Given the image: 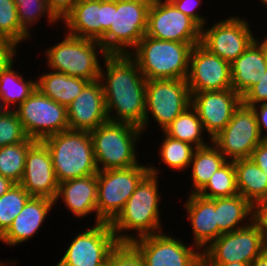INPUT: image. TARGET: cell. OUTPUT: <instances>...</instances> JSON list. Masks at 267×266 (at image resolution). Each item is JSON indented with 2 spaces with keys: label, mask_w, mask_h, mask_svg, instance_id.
Returning a JSON list of instances; mask_svg holds the SVG:
<instances>
[{
  "label": "cell",
  "mask_w": 267,
  "mask_h": 266,
  "mask_svg": "<svg viewBox=\"0 0 267 266\" xmlns=\"http://www.w3.org/2000/svg\"><path fill=\"white\" fill-rule=\"evenodd\" d=\"M102 266H109V258L106 264L102 265Z\"/></svg>",
  "instance_id": "db71d44e"
},
{
  "label": "cell",
  "mask_w": 267,
  "mask_h": 266,
  "mask_svg": "<svg viewBox=\"0 0 267 266\" xmlns=\"http://www.w3.org/2000/svg\"><path fill=\"white\" fill-rule=\"evenodd\" d=\"M241 98L242 104L248 107L267 103V70L260 81L253 85Z\"/></svg>",
  "instance_id": "ab89813d"
},
{
  "label": "cell",
  "mask_w": 267,
  "mask_h": 266,
  "mask_svg": "<svg viewBox=\"0 0 267 266\" xmlns=\"http://www.w3.org/2000/svg\"><path fill=\"white\" fill-rule=\"evenodd\" d=\"M253 215L254 206L240 194L216 198V223L219 237L248 226L253 221Z\"/></svg>",
  "instance_id": "484cf974"
},
{
  "label": "cell",
  "mask_w": 267,
  "mask_h": 266,
  "mask_svg": "<svg viewBox=\"0 0 267 266\" xmlns=\"http://www.w3.org/2000/svg\"><path fill=\"white\" fill-rule=\"evenodd\" d=\"M266 248L260 228L252 221L246 227L222 234L202 252V258L203 263L250 264Z\"/></svg>",
  "instance_id": "7c38bea8"
},
{
  "label": "cell",
  "mask_w": 267,
  "mask_h": 266,
  "mask_svg": "<svg viewBox=\"0 0 267 266\" xmlns=\"http://www.w3.org/2000/svg\"><path fill=\"white\" fill-rule=\"evenodd\" d=\"M190 93L232 88L231 63L210 53L201 44L193 46L186 78Z\"/></svg>",
  "instance_id": "e0dca14e"
},
{
  "label": "cell",
  "mask_w": 267,
  "mask_h": 266,
  "mask_svg": "<svg viewBox=\"0 0 267 266\" xmlns=\"http://www.w3.org/2000/svg\"><path fill=\"white\" fill-rule=\"evenodd\" d=\"M29 139L14 110L11 109L0 116V147L26 142Z\"/></svg>",
  "instance_id": "74e56055"
},
{
  "label": "cell",
  "mask_w": 267,
  "mask_h": 266,
  "mask_svg": "<svg viewBox=\"0 0 267 266\" xmlns=\"http://www.w3.org/2000/svg\"><path fill=\"white\" fill-rule=\"evenodd\" d=\"M242 103L232 88L221 91L191 93V106L197 111L207 140H212L230 122L233 112Z\"/></svg>",
  "instance_id": "d6986e66"
},
{
  "label": "cell",
  "mask_w": 267,
  "mask_h": 266,
  "mask_svg": "<svg viewBox=\"0 0 267 266\" xmlns=\"http://www.w3.org/2000/svg\"><path fill=\"white\" fill-rule=\"evenodd\" d=\"M267 70V36L255 39L231 63L232 89L241 97L265 75Z\"/></svg>",
  "instance_id": "7402d4cb"
},
{
  "label": "cell",
  "mask_w": 267,
  "mask_h": 266,
  "mask_svg": "<svg viewBox=\"0 0 267 266\" xmlns=\"http://www.w3.org/2000/svg\"><path fill=\"white\" fill-rule=\"evenodd\" d=\"M227 162L220 150L211 142L207 146L195 148L191 159L190 194H197L209 181L210 177Z\"/></svg>",
  "instance_id": "f1b7e54d"
},
{
  "label": "cell",
  "mask_w": 267,
  "mask_h": 266,
  "mask_svg": "<svg viewBox=\"0 0 267 266\" xmlns=\"http://www.w3.org/2000/svg\"><path fill=\"white\" fill-rule=\"evenodd\" d=\"M21 27L31 35V26L44 17L49 25L60 21L49 10L47 0H14Z\"/></svg>",
  "instance_id": "d590c367"
},
{
  "label": "cell",
  "mask_w": 267,
  "mask_h": 266,
  "mask_svg": "<svg viewBox=\"0 0 267 266\" xmlns=\"http://www.w3.org/2000/svg\"><path fill=\"white\" fill-rule=\"evenodd\" d=\"M42 142L50 152L58 183L97 174L90 132L67 129Z\"/></svg>",
  "instance_id": "277c9868"
},
{
  "label": "cell",
  "mask_w": 267,
  "mask_h": 266,
  "mask_svg": "<svg viewBox=\"0 0 267 266\" xmlns=\"http://www.w3.org/2000/svg\"><path fill=\"white\" fill-rule=\"evenodd\" d=\"M53 206H55L54 200L31 197L8 230L0 237V241L9 247L28 242L44 225L49 212L55 208Z\"/></svg>",
  "instance_id": "cb8c5ba5"
},
{
  "label": "cell",
  "mask_w": 267,
  "mask_h": 266,
  "mask_svg": "<svg viewBox=\"0 0 267 266\" xmlns=\"http://www.w3.org/2000/svg\"><path fill=\"white\" fill-rule=\"evenodd\" d=\"M202 28L169 0H152L145 35L160 40L201 43Z\"/></svg>",
  "instance_id": "2e32d148"
},
{
  "label": "cell",
  "mask_w": 267,
  "mask_h": 266,
  "mask_svg": "<svg viewBox=\"0 0 267 266\" xmlns=\"http://www.w3.org/2000/svg\"><path fill=\"white\" fill-rule=\"evenodd\" d=\"M191 106V93L186 79H152L146 82V108L143 134L154 121L164 131L171 122ZM150 114L152 120H150Z\"/></svg>",
  "instance_id": "9c48e42d"
},
{
  "label": "cell",
  "mask_w": 267,
  "mask_h": 266,
  "mask_svg": "<svg viewBox=\"0 0 267 266\" xmlns=\"http://www.w3.org/2000/svg\"><path fill=\"white\" fill-rule=\"evenodd\" d=\"M9 260H7V261H3V260H0V266H8V265H10V266H14L16 263H17V261H9Z\"/></svg>",
  "instance_id": "816d5d0a"
},
{
  "label": "cell",
  "mask_w": 267,
  "mask_h": 266,
  "mask_svg": "<svg viewBox=\"0 0 267 266\" xmlns=\"http://www.w3.org/2000/svg\"><path fill=\"white\" fill-rule=\"evenodd\" d=\"M46 72L36 79V88L65 107H68L90 82L52 70Z\"/></svg>",
  "instance_id": "4316f807"
},
{
  "label": "cell",
  "mask_w": 267,
  "mask_h": 266,
  "mask_svg": "<svg viewBox=\"0 0 267 266\" xmlns=\"http://www.w3.org/2000/svg\"><path fill=\"white\" fill-rule=\"evenodd\" d=\"M19 184L31 197H44L51 200L56 198L59 183L50 152L42 141H36L28 149L22 180Z\"/></svg>",
  "instance_id": "ffe728a7"
},
{
  "label": "cell",
  "mask_w": 267,
  "mask_h": 266,
  "mask_svg": "<svg viewBox=\"0 0 267 266\" xmlns=\"http://www.w3.org/2000/svg\"><path fill=\"white\" fill-rule=\"evenodd\" d=\"M149 173L141 180L134 193L129 197L123 210L110 223L119 243L133 240L162 231L158 167L149 163ZM130 231L135 232L129 234ZM124 232V233H123Z\"/></svg>",
  "instance_id": "7a4b0ae2"
},
{
  "label": "cell",
  "mask_w": 267,
  "mask_h": 266,
  "mask_svg": "<svg viewBox=\"0 0 267 266\" xmlns=\"http://www.w3.org/2000/svg\"><path fill=\"white\" fill-rule=\"evenodd\" d=\"M248 19L230 15L215 22L209 28H202L201 45L210 53L232 63L257 38L250 29Z\"/></svg>",
  "instance_id": "9a60e30c"
},
{
  "label": "cell",
  "mask_w": 267,
  "mask_h": 266,
  "mask_svg": "<svg viewBox=\"0 0 267 266\" xmlns=\"http://www.w3.org/2000/svg\"><path fill=\"white\" fill-rule=\"evenodd\" d=\"M141 128L120 122L108 121L90 132L98 171L125 169L139 165L138 140ZM141 138V139H140Z\"/></svg>",
  "instance_id": "5b68a950"
},
{
  "label": "cell",
  "mask_w": 267,
  "mask_h": 266,
  "mask_svg": "<svg viewBox=\"0 0 267 266\" xmlns=\"http://www.w3.org/2000/svg\"><path fill=\"white\" fill-rule=\"evenodd\" d=\"M102 61L105 64L101 67L99 81L109 121L128 123L142 130L146 78L128 54H108Z\"/></svg>",
  "instance_id": "6da1fadb"
},
{
  "label": "cell",
  "mask_w": 267,
  "mask_h": 266,
  "mask_svg": "<svg viewBox=\"0 0 267 266\" xmlns=\"http://www.w3.org/2000/svg\"><path fill=\"white\" fill-rule=\"evenodd\" d=\"M148 173L149 166L141 163L125 169L98 171L97 216L103 222L111 223Z\"/></svg>",
  "instance_id": "ba28073f"
},
{
  "label": "cell",
  "mask_w": 267,
  "mask_h": 266,
  "mask_svg": "<svg viewBox=\"0 0 267 266\" xmlns=\"http://www.w3.org/2000/svg\"><path fill=\"white\" fill-rule=\"evenodd\" d=\"M35 142L29 139L26 142L0 147V175L19 184L22 180L28 149Z\"/></svg>",
  "instance_id": "1f68e13d"
},
{
  "label": "cell",
  "mask_w": 267,
  "mask_h": 266,
  "mask_svg": "<svg viewBox=\"0 0 267 266\" xmlns=\"http://www.w3.org/2000/svg\"><path fill=\"white\" fill-rule=\"evenodd\" d=\"M9 110V107L5 104L4 100L0 95V116L6 114Z\"/></svg>",
  "instance_id": "f907efd6"
},
{
  "label": "cell",
  "mask_w": 267,
  "mask_h": 266,
  "mask_svg": "<svg viewBox=\"0 0 267 266\" xmlns=\"http://www.w3.org/2000/svg\"><path fill=\"white\" fill-rule=\"evenodd\" d=\"M30 37L20 25L14 0H0V38L19 46L21 42L31 40Z\"/></svg>",
  "instance_id": "8d00e7d4"
},
{
  "label": "cell",
  "mask_w": 267,
  "mask_h": 266,
  "mask_svg": "<svg viewBox=\"0 0 267 266\" xmlns=\"http://www.w3.org/2000/svg\"><path fill=\"white\" fill-rule=\"evenodd\" d=\"M110 223H94L73 237L57 263L59 266H102L118 246Z\"/></svg>",
  "instance_id": "4fadbf2b"
},
{
  "label": "cell",
  "mask_w": 267,
  "mask_h": 266,
  "mask_svg": "<svg viewBox=\"0 0 267 266\" xmlns=\"http://www.w3.org/2000/svg\"><path fill=\"white\" fill-rule=\"evenodd\" d=\"M162 134L163 140L158 148V157H160L161 163L174 171L189 170L195 147L187 142L169 137L164 131Z\"/></svg>",
  "instance_id": "836d02e7"
},
{
  "label": "cell",
  "mask_w": 267,
  "mask_h": 266,
  "mask_svg": "<svg viewBox=\"0 0 267 266\" xmlns=\"http://www.w3.org/2000/svg\"><path fill=\"white\" fill-rule=\"evenodd\" d=\"M267 176V139L261 141L250 157Z\"/></svg>",
  "instance_id": "f6af8a7d"
},
{
  "label": "cell",
  "mask_w": 267,
  "mask_h": 266,
  "mask_svg": "<svg viewBox=\"0 0 267 266\" xmlns=\"http://www.w3.org/2000/svg\"><path fill=\"white\" fill-rule=\"evenodd\" d=\"M236 169L237 189L253 206L267 199V176L251 159L233 161Z\"/></svg>",
  "instance_id": "83f0119b"
},
{
  "label": "cell",
  "mask_w": 267,
  "mask_h": 266,
  "mask_svg": "<svg viewBox=\"0 0 267 266\" xmlns=\"http://www.w3.org/2000/svg\"><path fill=\"white\" fill-rule=\"evenodd\" d=\"M203 266H250V264L232 262V263H203Z\"/></svg>",
  "instance_id": "681fc988"
},
{
  "label": "cell",
  "mask_w": 267,
  "mask_h": 266,
  "mask_svg": "<svg viewBox=\"0 0 267 266\" xmlns=\"http://www.w3.org/2000/svg\"><path fill=\"white\" fill-rule=\"evenodd\" d=\"M45 52L46 64L50 70L90 82L99 79L102 66L100 58L103 60L108 56L99 41L67 33L62 41L45 49Z\"/></svg>",
  "instance_id": "8992f818"
},
{
  "label": "cell",
  "mask_w": 267,
  "mask_h": 266,
  "mask_svg": "<svg viewBox=\"0 0 267 266\" xmlns=\"http://www.w3.org/2000/svg\"><path fill=\"white\" fill-rule=\"evenodd\" d=\"M164 132L169 137L187 142L195 148L207 146L212 142L204 140L205 130L197 111L192 106L179 114Z\"/></svg>",
  "instance_id": "f546056e"
},
{
  "label": "cell",
  "mask_w": 267,
  "mask_h": 266,
  "mask_svg": "<svg viewBox=\"0 0 267 266\" xmlns=\"http://www.w3.org/2000/svg\"><path fill=\"white\" fill-rule=\"evenodd\" d=\"M263 140L255 111L241 103L226 127L212 138V143L227 161H236L250 158L253 150Z\"/></svg>",
  "instance_id": "8fae6325"
},
{
  "label": "cell",
  "mask_w": 267,
  "mask_h": 266,
  "mask_svg": "<svg viewBox=\"0 0 267 266\" xmlns=\"http://www.w3.org/2000/svg\"><path fill=\"white\" fill-rule=\"evenodd\" d=\"M253 221L260 228L265 243L267 244V199L254 205Z\"/></svg>",
  "instance_id": "ee69618b"
},
{
  "label": "cell",
  "mask_w": 267,
  "mask_h": 266,
  "mask_svg": "<svg viewBox=\"0 0 267 266\" xmlns=\"http://www.w3.org/2000/svg\"><path fill=\"white\" fill-rule=\"evenodd\" d=\"M113 0H79L63 19L66 33L100 41L112 24Z\"/></svg>",
  "instance_id": "ac0fdd59"
},
{
  "label": "cell",
  "mask_w": 267,
  "mask_h": 266,
  "mask_svg": "<svg viewBox=\"0 0 267 266\" xmlns=\"http://www.w3.org/2000/svg\"><path fill=\"white\" fill-rule=\"evenodd\" d=\"M198 44L160 40L145 35L128 55L137 63L146 80L186 79L191 50Z\"/></svg>",
  "instance_id": "3957f363"
},
{
  "label": "cell",
  "mask_w": 267,
  "mask_h": 266,
  "mask_svg": "<svg viewBox=\"0 0 267 266\" xmlns=\"http://www.w3.org/2000/svg\"><path fill=\"white\" fill-rule=\"evenodd\" d=\"M79 219L95 213V224L103 221L97 216V174L59 183L55 204L61 201Z\"/></svg>",
  "instance_id": "603a6c76"
},
{
  "label": "cell",
  "mask_w": 267,
  "mask_h": 266,
  "mask_svg": "<svg viewBox=\"0 0 267 266\" xmlns=\"http://www.w3.org/2000/svg\"><path fill=\"white\" fill-rule=\"evenodd\" d=\"M79 0H47L49 10L59 20L63 19L73 10Z\"/></svg>",
  "instance_id": "7bdbcfd3"
},
{
  "label": "cell",
  "mask_w": 267,
  "mask_h": 266,
  "mask_svg": "<svg viewBox=\"0 0 267 266\" xmlns=\"http://www.w3.org/2000/svg\"><path fill=\"white\" fill-rule=\"evenodd\" d=\"M15 183L0 175V197L5 194Z\"/></svg>",
  "instance_id": "7dc6e473"
},
{
  "label": "cell",
  "mask_w": 267,
  "mask_h": 266,
  "mask_svg": "<svg viewBox=\"0 0 267 266\" xmlns=\"http://www.w3.org/2000/svg\"><path fill=\"white\" fill-rule=\"evenodd\" d=\"M30 198V194L20 184H14L0 197V237L8 230Z\"/></svg>",
  "instance_id": "e575fe53"
},
{
  "label": "cell",
  "mask_w": 267,
  "mask_h": 266,
  "mask_svg": "<svg viewBox=\"0 0 267 266\" xmlns=\"http://www.w3.org/2000/svg\"><path fill=\"white\" fill-rule=\"evenodd\" d=\"M130 244L142 256L146 266H203L202 252L193 245L167 233L147 235Z\"/></svg>",
  "instance_id": "5bb4252c"
},
{
  "label": "cell",
  "mask_w": 267,
  "mask_h": 266,
  "mask_svg": "<svg viewBox=\"0 0 267 266\" xmlns=\"http://www.w3.org/2000/svg\"><path fill=\"white\" fill-rule=\"evenodd\" d=\"M14 64L12 62L0 71V95L10 110L23 103L36 89L35 78L24 79L22 72L20 75V71L13 69Z\"/></svg>",
  "instance_id": "4dcf8cb0"
},
{
  "label": "cell",
  "mask_w": 267,
  "mask_h": 266,
  "mask_svg": "<svg viewBox=\"0 0 267 266\" xmlns=\"http://www.w3.org/2000/svg\"><path fill=\"white\" fill-rule=\"evenodd\" d=\"M109 266H146L142 256L130 243H119L109 256Z\"/></svg>",
  "instance_id": "f35d334b"
},
{
  "label": "cell",
  "mask_w": 267,
  "mask_h": 266,
  "mask_svg": "<svg viewBox=\"0 0 267 266\" xmlns=\"http://www.w3.org/2000/svg\"><path fill=\"white\" fill-rule=\"evenodd\" d=\"M197 194L207 199L232 197L239 194L234 162L227 161L214 172L207 184Z\"/></svg>",
  "instance_id": "d6a6232c"
},
{
  "label": "cell",
  "mask_w": 267,
  "mask_h": 266,
  "mask_svg": "<svg viewBox=\"0 0 267 266\" xmlns=\"http://www.w3.org/2000/svg\"><path fill=\"white\" fill-rule=\"evenodd\" d=\"M252 108L256 113L260 134L263 139H267V103H260Z\"/></svg>",
  "instance_id": "bcb514c9"
},
{
  "label": "cell",
  "mask_w": 267,
  "mask_h": 266,
  "mask_svg": "<svg viewBox=\"0 0 267 266\" xmlns=\"http://www.w3.org/2000/svg\"><path fill=\"white\" fill-rule=\"evenodd\" d=\"M71 130L91 132L109 121L103 87L98 80L89 82L67 107Z\"/></svg>",
  "instance_id": "44dd1931"
},
{
  "label": "cell",
  "mask_w": 267,
  "mask_h": 266,
  "mask_svg": "<svg viewBox=\"0 0 267 266\" xmlns=\"http://www.w3.org/2000/svg\"><path fill=\"white\" fill-rule=\"evenodd\" d=\"M179 11L193 19L201 28L208 26L207 17L204 14H200L199 6L202 4V0H169ZM198 10V11H196Z\"/></svg>",
  "instance_id": "60d3db41"
},
{
  "label": "cell",
  "mask_w": 267,
  "mask_h": 266,
  "mask_svg": "<svg viewBox=\"0 0 267 266\" xmlns=\"http://www.w3.org/2000/svg\"><path fill=\"white\" fill-rule=\"evenodd\" d=\"M152 0H113L110 28L99 41L108 54H129L145 36Z\"/></svg>",
  "instance_id": "52a82bcc"
},
{
  "label": "cell",
  "mask_w": 267,
  "mask_h": 266,
  "mask_svg": "<svg viewBox=\"0 0 267 266\" xmlns=\"http://www.w3.org/2000/svg\"><path fill=\"white\" fill-rule=\"evenodd\" d=\"M18 45L5 38H0V71L7 68L17 56Z\"/></svg>",
  "instance_id": "b9f144b4"
},
{
  "label": "cell",
  "mask_w": 267,
  "mask_h": 266,
  "mask_svg": "<svg viewBox=\"0 0 267 266\" xmlns=\"http://www.w3.org/2000/svg\"><path fill=\"white\" fill-rule=\"evenodd\" d=\"M250 266H267V248L250 263Z\"/></svg>",
  "instance_id": "c3c4849f"
},
{
  "label": "cell",
  "mask_w": 267,
  "mask_h": 266,
  "mask_svg": "<svg viewBox=\"0 0 267 266\" xmlns=\"http://www.w3.org/2000/svg\"><path fill=\"white\" fill-rule=\"evenodd\" d=\"M262 4H264L265 8H267V0H259Z\"/></svg>",
  "instance_id": "f5cc1de1"
},
{
  "label": "cell",
  "mask_w": 267,
  "mask_h": 266,
  "mask_svg": "<svg viewBox=\"0 0 267 266\" xmlns=\"http://www.w3.org/2000/svg\"><path fill=\"white\" fill-rule=\"evenodd\" d=\"M30 139L45 138L69 129L67 107L53 101L37 88L20 105L13 109Z\"/></svg>",
  "instance_id": "30bf717a"
},
{
  "label": "cell",
  "mask_w": 267,
  "mask_h": 266,
  "mask_svg": "<svg viewBox=\"0 0 267 266\" xmlns=\"http://www.w3.org/2000/svg\"><path fill=\"white\" fill-rule=\"evenodd\" d=\"M183 206L192 226L193 246L203 252L219 237L216 223V198L207 199L198 194H190Z\"/></svg>",
  "instance_id": "d4e9b609"
}]
</instances>
